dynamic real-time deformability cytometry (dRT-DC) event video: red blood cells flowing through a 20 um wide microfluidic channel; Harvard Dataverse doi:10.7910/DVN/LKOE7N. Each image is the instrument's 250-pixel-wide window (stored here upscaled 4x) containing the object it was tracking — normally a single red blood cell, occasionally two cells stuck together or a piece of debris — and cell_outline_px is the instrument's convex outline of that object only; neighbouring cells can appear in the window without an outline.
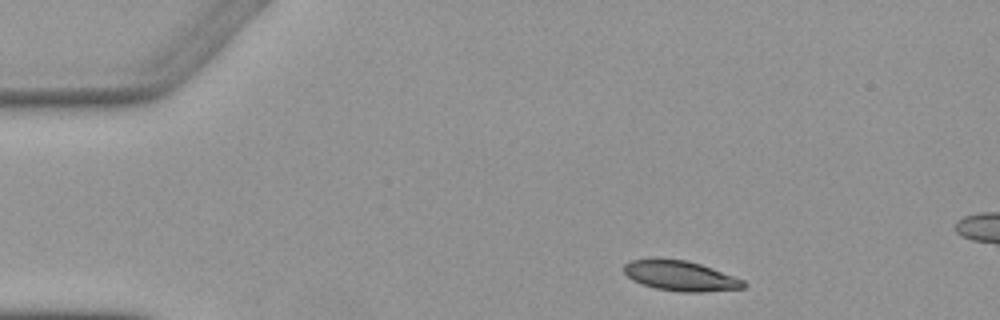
{"species": "Egyptian fruit bat (a non-hibernating species)", "species_latin": "Rousettus aegyptiacus", "temperature_condition": "warm", "stored_images_in_passage": 4, "camera_frame_rate_fps": 3000, "um_per_image_px": 0.085, "animal": {"sex": "female"}, "frame": {"image": 1, "passage_image": 1, "time_ms": 0.0, "image_size_px": [1000, 320], "cell_outline_px": [[748, 284], [744, 288], [704, 292], [684, 292], [656, 288], [632, 280], [624, 272], [624, 264], [632, 260], [652, 256], [688, 260], [712, 268], [744, 280]], "centroid_in_image_um": [57.82, 23.41], "position_along_channel_um": 27.2, "area_um2": 21.33}}